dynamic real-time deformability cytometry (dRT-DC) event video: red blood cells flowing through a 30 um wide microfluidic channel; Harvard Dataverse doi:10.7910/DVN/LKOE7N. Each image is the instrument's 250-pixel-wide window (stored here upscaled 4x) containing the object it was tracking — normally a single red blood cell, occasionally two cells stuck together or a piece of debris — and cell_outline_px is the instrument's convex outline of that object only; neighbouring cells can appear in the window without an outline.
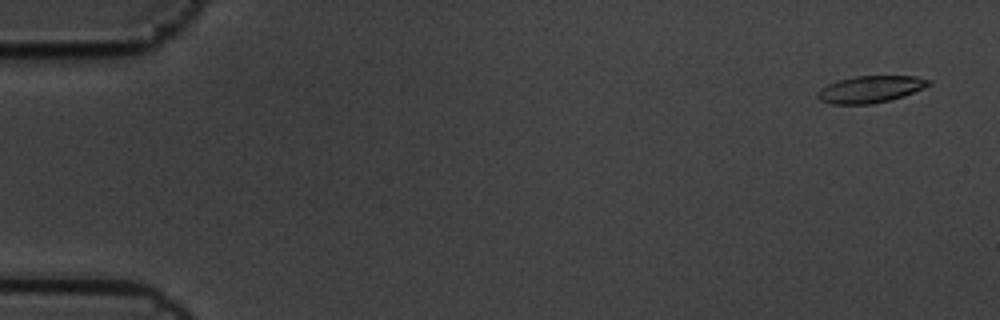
{"species": "common noctule bat (a hibernating species)", "species_latin": "Nyctalus noctula", "temperature_condition": "cold", "stored_images_in_passage": 7, "camera_frame_rate_fps": 3000, "um_per_image_px": 0.085, "animal": {"sex": "male", "body_mass_g": 19.5, "forearm_length_mm": 54.6}, "frame": {"image": 1, "passage_image": 1, "time_ms": 0.0, "image_size_px": [1000, 320], "cell_outline_px": [[932, 84], [924, 88], [904, 96], [872, 104], [832, 104], [820, 100], [816, 96], [816, 92], [820, 88], [836, 80], [856, 76], [916, 76], [932, 80]], "centroid_in_image_um": [73.98, 7.58], "position_along_channel_um": 11.0, "area_um2": 17.57}}
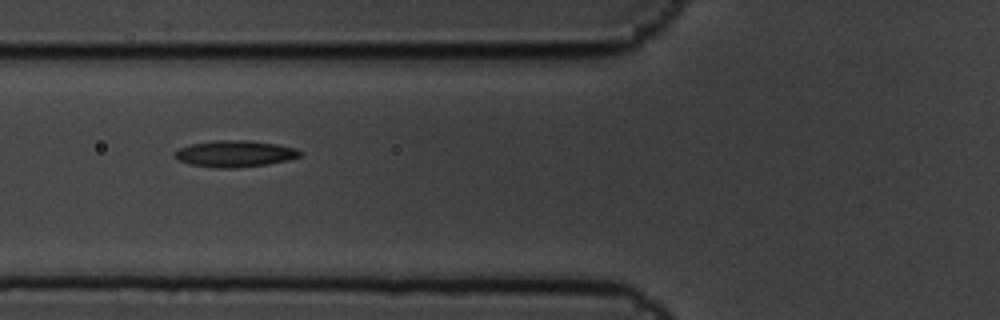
{"frame": {"image": 2, "passage_image": 6, "time_ms": 1.667, "image_size_px": [1000, 320], "cell_outline_px": [[304, 152], [300, 156], [288, 160], [268, 164], [236, 168], [216, 168], [188, 164], [172, 156], [180, 148], [192, 144], [216, 140], [248, 140], [276, 144], [296, 148]], "centroid_in_image_um": [19.99, 13.07], "position_along_channel_um": 105.8, "area_um2": 19.36}}
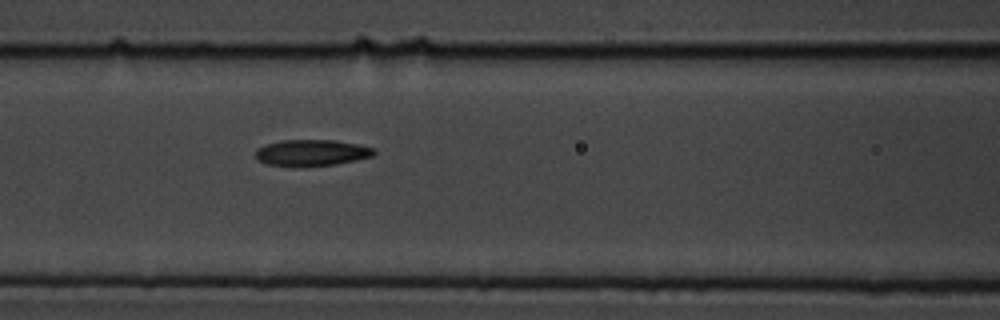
{"frame": {"image": 3, "passage_image": 7, "time_ms": 2.0, "image_size_px": [1000, 320], "cell_outline_px": [[376, 152], [372, 156], [356, 160], [336, 164], [268, 164], [260, 160], [256, 156], [256, 148], [264, 144], [280, 140], [336, 140], [376, 148]], "centroid_in_image_um": [26.53, 12.93], "position_along_channel_um": 140.1, "area_um2": 17.51}}